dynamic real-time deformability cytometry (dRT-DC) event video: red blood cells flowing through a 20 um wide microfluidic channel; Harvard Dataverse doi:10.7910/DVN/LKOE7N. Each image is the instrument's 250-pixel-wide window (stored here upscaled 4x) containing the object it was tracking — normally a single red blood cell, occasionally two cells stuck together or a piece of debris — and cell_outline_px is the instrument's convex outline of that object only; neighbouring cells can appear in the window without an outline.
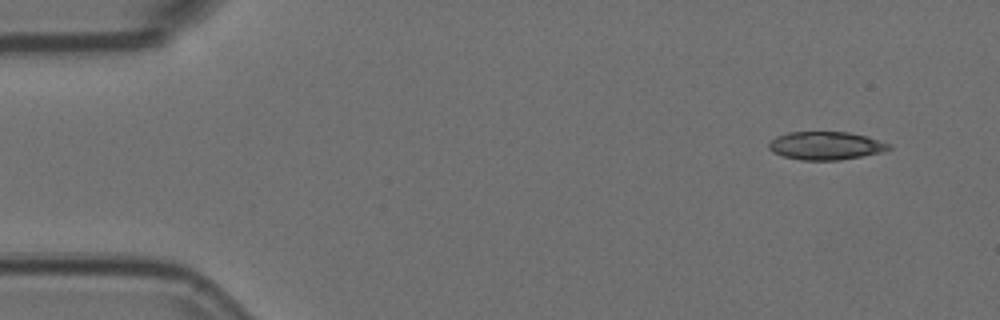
{"species": "Egyptian fruit bat (a non-hibernating species)", "species_latin": "Rousettus aegyptiacus", "temperature_condition": "room temperature", "stored_images_in_passage": 3, "camera_frame_rate_fps": 3000, "um_per_image_px": 0.085, "animal": {"sex": "female"}, "frame": {"image": 1, "passage_image": 1, "time_ms": 0.0, "image_size_px": [1000, 320], "cell_outline_px": [[892, 148], [884, 152], [840, 160], [800, 160], [784, 156], [772, 152], [768, 148], [768, 144], [776, 136], [788, 132], [848, 132], [868, 136], [892, 144]], "centroid_in_image_um": [70.23, 12.38], "position_along_channel_um": 14.8, "area_um2": 19.88}}